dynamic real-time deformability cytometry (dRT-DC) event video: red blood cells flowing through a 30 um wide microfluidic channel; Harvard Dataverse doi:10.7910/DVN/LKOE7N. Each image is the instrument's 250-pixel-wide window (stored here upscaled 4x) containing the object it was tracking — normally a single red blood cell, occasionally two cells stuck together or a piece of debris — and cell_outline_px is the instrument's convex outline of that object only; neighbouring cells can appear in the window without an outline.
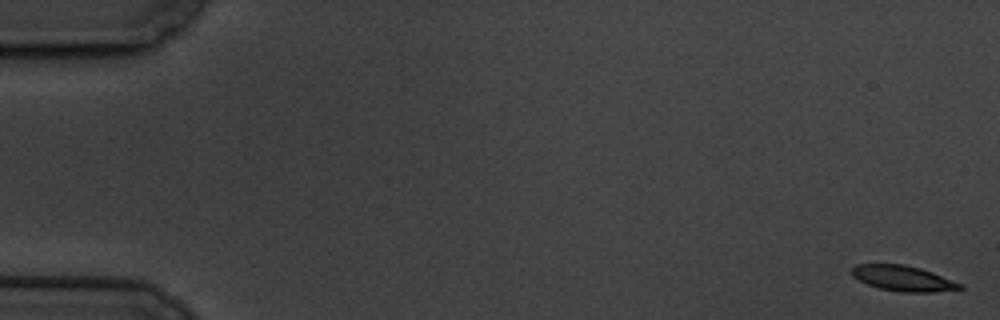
{"species": "common noctule bat (a hibernating species)", "species_latin": "Nyctalus noctula", "temperature_condition": "cold", "stored_images_in_passage": 5, "camera_frame_rate_fps": 3000, "um_per_image_px": 0.085, "animal": {"sex": "male", "body_mass_g": 19.5, "forearm_length_mm": 54.6}, "frame": {"image": 1, "passage_image": 1, "time_ms": 0.0, "image_size_px": [1000, 320], "cell_outline_px": [[964, 288], [960, 292], [900, 292], [880, 288], [868, 284], [852, 276], [852, 268], [856, 264], [904, 264], [920, 268], [932, 272], [964, 284]], "centroid_in_image_um": [76.89, 23.68], "position_along_channel_um": 8.1, "area_um2": 16.36}}
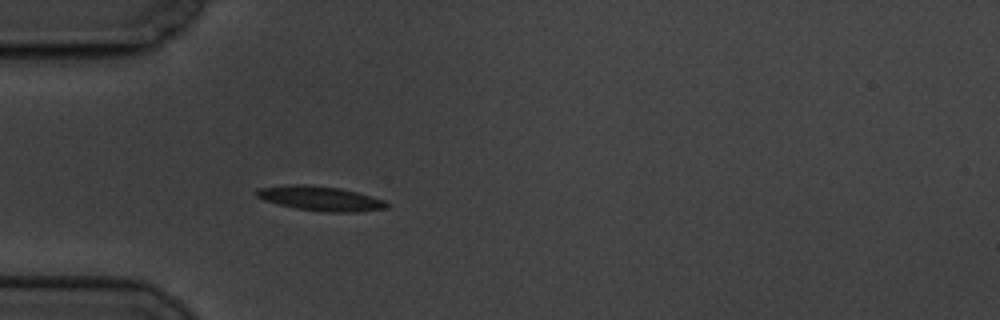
{"frame": {"image": 2, "passage_image": 5, "time_ms": 5.667, "image_size_px": [1000, 320], "cell_outline_px": [[388, 208], [356, 212], [324, 212], [296, 208], [264, 200], [256, 196], [256, 188], [292, 184], [304, 184], [340, 188], [356, 192], [384, 200], [388, 204]], "centroid_in_image_um": [27.22, 16.87], "position_along_channel_um": 57.8, "area_um2": 18.5}}